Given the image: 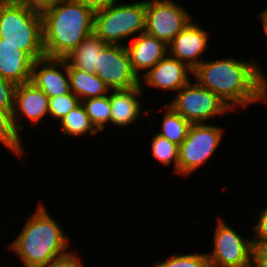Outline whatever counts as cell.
<instances>
[{
  "mask_svg": "<svg viewBox=\"0 0 267 267\" xmlns=\"http://www.w3.org/2000/svg\"><path fill=\"white\" fill-rule=\"evenodd\" d=\"M17 85L0 76V108L13 113Z\"/></svg>",
  "mask_w": 267,
  "mask_h": 267,
  "instance_id": "cell-27",
  "label": "cell"
},
{
  "mask_svg": "<svg viewBox=\"0 0 267 267\" xmlns=\"http://www.w3.org/2000/svg\"><path fill=\"white\" fill-rule=\"evenodd\" d=\"M0 38L18 46L33 61L46 57L41 12L18 0H0Z\"/></svg>",
  "mask_w": 267,
  "mask_h": 267,
  "instance_id": "cell-4",
  "label": "cell"
},
{
  "mask_svg": "<svg viewBox=\"0 0 267 267\" xmlns=\"http://www.w3.org/2000/svg\"><path fill=\"white\" fill-rule=\"evenodd\" d=\"M95 74L109 90H127L140 85L133 72L126 45L108 44L98 55Z\"/></svg>",
  "mask_w": 267,
  "mask_h": 267,
  "instance_id": "cell-10",
  "label": "cell"
},
{
  "mask_svg": "<svg viewBox=\"0 0 267 267\" xmlns=\"http://www.w3.org/2000/svg\"><path fill=\"white\" fill-rule=\"evenodd\" d=\"M260 19H262L264 29H267V7L260 14Z\"/></svg>",
  "mask_w": 267,
  "mask_h": 267,
  "instance_id": "cell-33",
  "label": "cell"
},
{
  "mask_svg": "<svg viewBox=\"0 0 267 267\" xmlns=\"http://www.w3.org/2000/svg\"><path fill=\"white\" fill-rule=\"evenodd\" d=\"M41 15L43 49L48 58L64 59L93 33L94 12L77 0H62Z\"/></svg>",
  "mask_w": 267,
  "mask_h": 267,
  "instance_id": "cell-2",
  "label": "cell"
},
{
  "mask_svg": "<svg viewBox=\"0 0 267 267\" xmlns=\"http://www.w3.org/2000/svg\"><path fill=\"white\" fill-rule=\"evenodd\" d=\"M208 41L207 31L195 22H191L168 44V47L170 46L168 53L194 70L203 62V59H199L207 50Z\"/></svg>",
  "mask_w": 267,
  "mask_h": 267,
  "instance_id": "cell-12",
  "label": "cell"
},
{
  "mask_svg": "<svg viewBox=\"0 0 267 267\" xmlns=\"http://www.w3.org/2000/svg\"><path fill=\"white\" fill-rule=\"evenodd\" d=\"M188 73L192 76L193 70L177 58L167 54L142 76L144 81L140 80V83L145 82L147 86L175 92L191 81Z\"/></svg>",
  "mask_w": 267,
  "mask_h": 267,
  "instance_id": "cell-13",
  "label": "cell"
},
{
  "mask_svg": "<svg viewBox=\"0 0 267 267\" xmlns=\"http://www.w3.org/2000/svg\"><path fill=\"white\" fill-rule=\"evenodd\" d=\"M142 89V83H140L139 86L131 89L110 92V124L123 127L138 119L142 106L138 98L143 92Z\"/></svg>",
  "mask_w": 267,
  "mask_h": 267,
  "instance_id": "cell-17",
  "label": "cell"
},
{
  "mask_svg": "<svg viewBox=\"0 0 267 267\" xmlns=\"http://www.w3.org/2000/svg\"><path fill=\"white\" fill-rule=\"evenodd\" d=\"M33 60L18 46L0 38V76L16 85L30 82Z\"/></svg>",
  "mask_w": 267,
  "mask_h": 267,
  "instance_id": "cell-16",
  "label": "cell"
},
{
  "mask_svg": "<svg viewBox=\"0 0 267 267\" xmlns=\"http://www.w3.org/2000/svg\"><path fill=\"white\" fill-rule=\"evenodd\" d=\"M264 32H265V35H266V38H267V29H264Z\"/></svg>",
  "mask_w": 267,
  "mask_h": 267,
  "instance_id": "cell-34",
  "label": "cell"
},
{
  "mask_svg": "<svg viewBox=\"0 0 267 267\" xmlns=\"http://www.w3.org/2000/svg\"><path fill=\"white\" fill-rule=\"evenodd\" d=\"M252 267H267V245L253 247Z\"/></svg>",
  "mask_w": 267,
  "mask_h": 267,
  "instance_id": "cell-30",
  "label": "cell"
},
{
  "mask_svg": "<svg viewBox=\"0 0 267 267\" xmlns=\"http://www.w3.org/2000/svg\"><path fill=\"white\" fill-rule=\"evenodd\" d=\"M224 130L205 123L192 124L179 145L178 174L189 175L203 166L219 146Z\"/></svg>",
  "mask_w": 267,
  "mask_h": 267,
  "instance_id": "cell-6",
  "label": "cell"
},
{
  "mask_svg": "<svg viewBox=\"0 0 267 267\" xmlns=\"http://www.w3.org/2000/svg\"><path fill=\"white\" fill-rule=\"evenodd\" d=\"M26 6L36 11L42 12L43 10L54 6L62 0H18Z\"/></svg>",
  "mask_w": 267,
  "mask_h": 267,
  "instance_id": "cell-31",
  "label": "cell"
},
{
  "mask_svg": "<svg viewBox=\"0 0 267 267\" xmlns=\"http://www.w3.org/2000/svg\"><path fill=\"white\" fill-rule=\"evenodd\" d=\"M146 0L113 4L94 13L93 32L108 44L122 45L126 39L145 32Z\"/></svg>",
  "mask_w": 267,
  "mask_h": 267,
  "instance_id": "cell-5",
  "label": "cell"
},
{
  "mask_svg": "<svg viewBox=\"0 0 267 267\" xmlns=\"http://www.w3.org/2000/svg\"><path fill=\"white\" fill-rule=\"evenodd\" d=\"M19 135L14 125L13 113L0 108V142L20 157L24 148Z\"/></svg>",
  "mask_w": 267,
  "mask_h": 267,
  "instance_id": "cell-23",
  "label": "cell"
},
{
  "mask_svg": "<svg viewBox=\"0 0 267 267\" xmlns=\"http://www.w3.org/2000/svg\"><path fill=\"white\" fill-rule=\"evenodd\" d=\"M168 105L191 124L205 123L209 118L231 110L216 94L191 81L177 91Z\"/></svg>",
  "mask_w": 267,
  "mask_h": 267,
  "instance_id": "cell-7",
  "label": "cell"
},
{
  "mask_svg": "<svg viewBox=\"0 0 267 267\" xmlns=\"http://www.w3.org/2000/svg\"><path fill=\"white\" fill-rule=\"evenodd\" d=\"M64 136H82L85 133L96 135L99 131L94 127L82 102L67 113L60 121Z\"/></svg>",
  "mask_w": 267,
  "mask_h": 267,
  "instance_id": "cell-20",
  "label": "cell"
},
{
  "mask_svg": "<svg viewBox=\"0 0 267 267\" xmlns=\"http://www.w3.org/2000/svg\"><path fill=\"white\" fill-rule=\"evenodd\" d=\"M69 245L63 229L39 204L10 248L24 267H39L70 254Z\"/></svg>",
  "mask_w": 267,
  "mask_h": 267,
  "instance_id": "cell-3",
  "label": "cell"
},
{
  "mask_svg": "<svg viewBox=\"0 0 267 267\" xmlns=\"http://www.w3.org/2000/svg\"><path fill=\"white\" fill-rule=\"evenodd\" d=\"M31 81L48 98L70 93L68 62L65 59L48 57L35 60L32 65Z\"/></svg>",
  "mask_w": 267,
  "mask_h": 267,
  "instance_id": "cell-11",
  "label": "cell"
},
{
  "mask_svg": "<svg viewBox=\"0 0 267 267\" xmlns=\"http://www.w3.org/2000/svg\"><path fill=\"white\" fill-rule=\"evenodd\" d=\"M253 247L267 245V206L264 207L257 218V224L254 225Z\"/></svg>",
  "mask_w": 267,
  "mask_h": 267,
  "instance_id": "cell-28",
  "label": "cell"
},
{
  "mask_svg": "<svg viewBox=\"0 0 267 267\" xmlns=\"http://www.w3.org/2000/svg\"><path fill=\"white\" fill-rule=\"evenodd\" d=\"M126 48L132 70L139 79L168 54V45L165 42L145 32L131 40ZM142 70H145L143 74L140 73Z\"/></svg>",
  "mask_w": 267,
  "mask_h": 267,
  "instance_id": "cell-15",
  "label": "cell"
},
{
  "mask_svg": "<svg viewBox=\"0 0 267 267\" xmlns=\"http://www.w3.org/2000/svg\"><path fill=\"white\" fill-rule=\"evenodd\" d=\"M108 45L94 32L87 36L64 59L74 68L88 73H95L98 66V55Z\"/></svg>",
  "mask_w": 267,
  "mask_h": 267,
  "instance_id": "cell-18",
  "label": "cell"
},
{
  "mask_svg": "<svg viewBox=\"0 0 267 267\" xmlns=\"http://www.w3.org/2000/svg\"><path fill=\"white\" fill-rule=\"evenodd\" d=\"M191 20L186 8L172 0H146L145 33L167 45Z\"/></svg>",
  "mask_w": 267,
  "mask_h": 267,
  "instance_id": "cell-9",
  "label": "cell"
},
{
  "mask_svg": "<svg viewBox=\"0 0 267 267\" xmlns=\"http://www.w3.org/2000/svg\"><path fill=\"white\" fill-rule=\"evenodd\" d=\"M82 3L85 7L91 9L94 13L105 8H108L110 5L117 3V0H77Z\"/></svg>",
  "mask_w": 267,
  "mask_h": 267,
  "instance_id": "cell-32",
  "label": "cell"
},
{
  "mask_svg": "<svg viewBox=\"0 0 267 267\" xmlns=\"http://www.w3.org/2000/svg\"><path fill=\"white\" fill-rule=\"evenodd\" d=\"M80 261V258L71 251L70 254L39 267H86Z\"/></svg>",
  "mask_w": 267,
  "mask_h": 267,
  "instance_id": "cell-29",
  "label": "cell"
},
{
  "mask_svg": "<svg viewBox=\"0 0 267 267\" xmlns=\"http://www.w3.org/2000/svg\"><path fill=\"white\" fill-rule=\"evenodd\" d=\"M48 96L32 81L17 85L15 91V104L13 120L18 132L24 127L17 123L19 116H24L36 124L49 114Z\"/></svg>",
  "mask_w": 267,
  "mask_h": 267,
  "instance_id": "cell-14",
  "label": "cell"
},
{
  "mask_svg": "<svg viewBox=\"0 0 267 267\" xmlns=\"http://www.w3.org/2000/svg\"><path fill=\"white\" fill-rule=\"evenodd\" d=\"M152 138V156L166 166L173 161L174 173L178 174L179 146L159 134H155Z\"/></svg>",
  "mask_w": 267,
  "mask_h": 267,
  "instance_id": "cell-24",
  "label": "cell"
},
{
  "mask_svg": "<svg viewBox=\"0 0 267 267\" xmlns=\"http://www.w3.org/2000/svg\"><path fill=\"white\" fill-rule=\"evenodd\" d=\"M213 252L207 253L212 267H252L253 244L218 218Z\"/></svg>",
  "mask_w": 267,
  "mask_h": 267,
  "instance_id": "cell-8",
  "label": "cell"
},
{
  "mask_svg": "<svg viewBox=\"0 0 267 267\" xmlns=\"http://www.w3.org/2000/svg\"><path fill=\"white\" fill-rule=\"evenodd\" d=\"M165 107L166 112L163 116L162 130L157 134L179 146L185 140L192 124L169 105Z\"/></svg>",
  "mask_w": 267,
  "mask_h": 267,
  "instance_id": "cell-21",
  "label": "cell"
},
{
  "mask_svg": "<svg viewBox=\"0 0 267 267\" xmlns=\"http://www.w3.org/2000/svg\"><path fill=\"white\" fill-rule=\"evenodd\" d=\"M92 124L98 131H102L110 123L111 106L109 93L105 96L85 99L81 101Z\"/></svg>",
  "mask_w": 267,
  "mask_h": 267,
  "instance_id": "cell-22",
  "label": "cell"
},
{
  "mask_svg": "<svg viewBox=\"0 0 267 267\" xmlns=\"http://www.w3.org/2000/svg\"><path fill=\"white\" fill-rule=\"evenodd\" d=\"M152 267H209L207 253L172 255L166 261L157 262Z\"/></svg>",
  "mask_w": 267,
  "mask_h": 267,
  "instance_id": "cell-25",
  "label": "cell"
},
{
  "mask_svg": "<svg viewBox=\"0 0 267 267\" xmlns=\"http://www.w3.org/2000/svg\"><path fill=\"white\" fill-rule=\"evenodd\" d=\"M258 65L226 57L203 61L192 75L199 85L216 94L232 111L237 106L246 108L256 102L267 103V75L262 74Z\"/></svg>",
  "mask_w": 267,
  "mask_h": 267,
  "instance_id": "cell-1",
  "label": "cell"
},
{
  "mask_svg": "<svg viewBox=\"0 0 267 267\" xmlns=\"http://www.w3.org/2000/svg\"><path fill=\"white\" fill-rule=\"evenodd\" d=\"M68 75L71 92L80 101L101 97L108 94L109 88L95 73H88L74 68L68 63Z\"/></svg>",
  "mask_w": 267,
  "mask_h": 267,
  "instance_id": "cell-19",
  "label": "cell"
},
{
  "mask_svg": "<svg viewBox=\"0 0 267 267\" xmlns=\"http://www.w3.org/2000/svg\"><path fill=\"white\" fill-rule=\"evenodd\" d=\"M80 103V99L72 92L65 95L50 97L48 102L49 116L60 121L67 113Z\"/></svg>",
  "mask_w": 267,
  "mask_h": 267,
  "instance_id": "cell-26",
  "label": "cell"
}]
</instances>
